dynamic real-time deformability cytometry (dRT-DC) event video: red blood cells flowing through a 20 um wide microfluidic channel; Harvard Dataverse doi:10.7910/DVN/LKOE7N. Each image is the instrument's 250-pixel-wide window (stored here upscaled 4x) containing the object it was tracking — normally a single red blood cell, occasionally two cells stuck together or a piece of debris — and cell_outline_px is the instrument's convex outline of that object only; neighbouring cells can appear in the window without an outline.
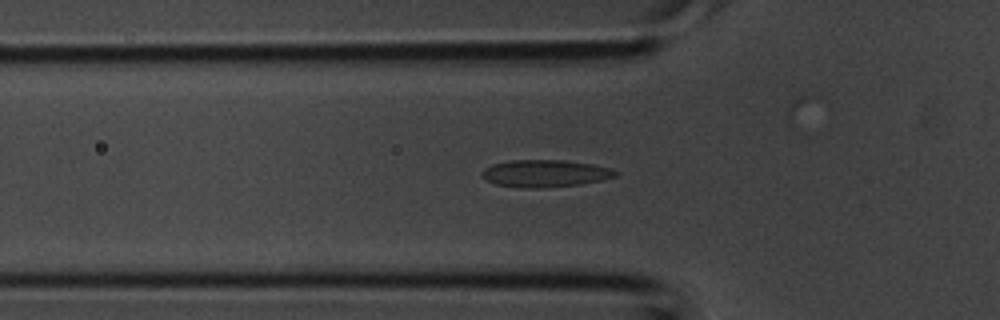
{"species": "common noctule bat (a hibernating species)", "species_latin": "Nyctalus noctula", "temperature_condition": "room temperature", "stored_images_in_passage": 38, "camera_frame_rate_fps": 3000, "um_per_image_px": 0.085, "animal": {"sex": "male", "body_mass_g": 20.1, "forearm_length_mm": 53.5}, "frame": {"image": 1, "passage_image": 12, "time_ms": 3.667, "image_size_px": [1000, 320], "cell_outline_px": [[616, 176], [600, 180], [580, 184], [540, 188], [520, 188], [496, 184], [484, 180], [480, 176], [480, 172], [484, 168], [492, 164], [508, 160], [564, 160], [592, 164], [612, 168], [616, 172]], "centroid_in_image_um": [46.25, 14.74], "position_along_channel_um": 79.5, "area_um2": 21.33}}
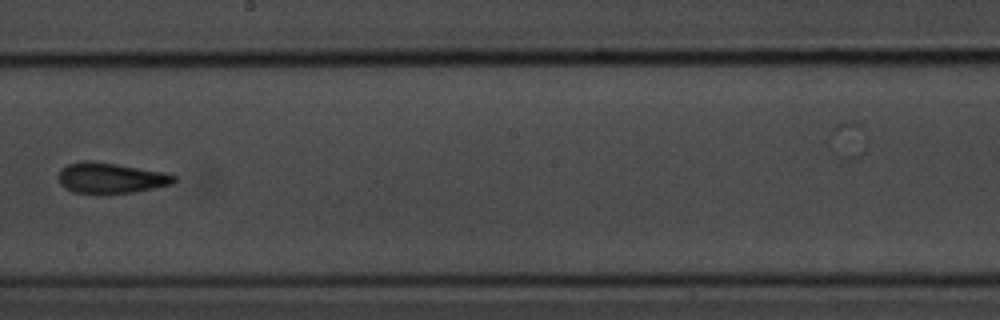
{"frame": {"image": 2, "passage_image": 21, "time_ms": 6.667, "image_size_px": [1000, 320], "cell_outline_px": [[176, 180], [172, 184], [136, 192], [100, 196], [96, 196], [72, 192], [64, 188], [60, 184], [60, 168], [68, 164], [84, 160], [88, 160], [116, 164], [164, 172], [176, 176]], "centroid_in_image_um": [9.38, 15.17], "position_along_channel_um": 238.8, "area_um2": 21.21}}
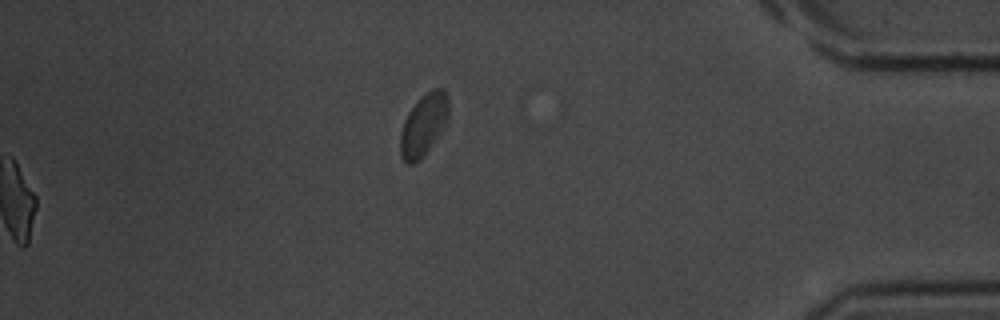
{"frame": {"image": 3, "passage_image": 38, "time_ms": 12.333, "image_size_px": [1000, 320], "cell_outline_px": [[448, 120], [420, 160], [412, 164], [404, 164], [400, 156], [400, 132], [404, 120], [408, 112], [432, 88], [444, 88], [448, 96]], "centroid_in_image_um": [35.99, 10.64], "position_along_channel_um": 399.2, "area_um2": 17.17}}